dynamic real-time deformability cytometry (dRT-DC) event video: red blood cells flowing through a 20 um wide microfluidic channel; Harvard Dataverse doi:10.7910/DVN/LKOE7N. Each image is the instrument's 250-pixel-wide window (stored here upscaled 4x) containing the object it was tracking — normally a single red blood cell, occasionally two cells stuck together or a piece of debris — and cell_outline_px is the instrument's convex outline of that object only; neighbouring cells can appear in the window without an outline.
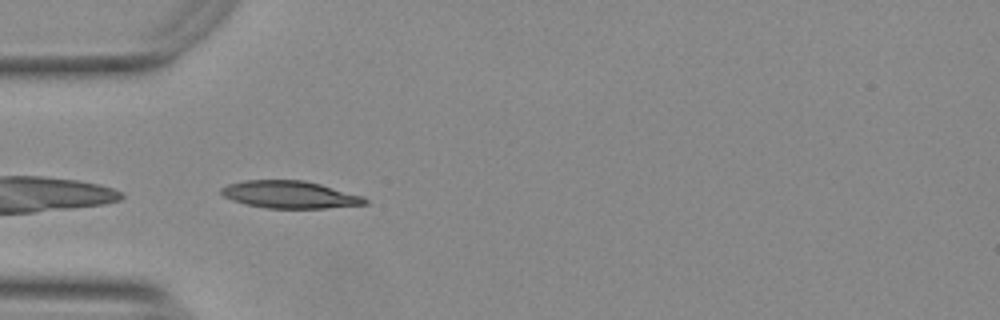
{"species": "Egyptian fruit bat (a non-hibernating species)", "species_latin": "Rousettus aegyptiacus", "temperature_condition": "warm", "stored_images_in_passage": 5, "camera_frame_rate_fps": 3000, "um_per_image_px": 0.085, "animal": {"sex": "female"}, "frame": {"image": 1, "passage_image": 1, "time_ms": 0.0, "image_size_px": [1000, 320], "cell_outline_px": [[368, 204], [324, 208], [268, 208], [244, 204], [232, 200], [224, 196], [220, 192], [220, 188], [228, 184], [244, 180], [304, 180], [320, 184], [364, 196], [368, 200]], "centroid_in_image_um": [24.63, 16.54], "position_along_channel_um": 60.4, "area_um2": 22.95}}